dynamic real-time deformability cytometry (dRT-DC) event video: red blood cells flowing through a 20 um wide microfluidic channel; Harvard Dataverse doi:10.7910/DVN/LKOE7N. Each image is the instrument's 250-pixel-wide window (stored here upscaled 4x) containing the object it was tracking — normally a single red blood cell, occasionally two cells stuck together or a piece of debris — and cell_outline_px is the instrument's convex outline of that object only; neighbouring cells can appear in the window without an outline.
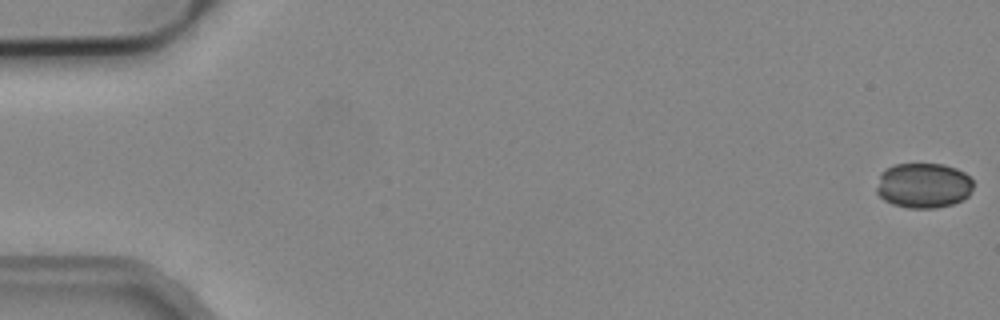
{"species": "common noctule bat (a hibernating species)", "species_latin": "Nyctalus noctula", "temperature_condition": "cold", "stored_images_in_passage": 6, "camera_frame_rate_fps": 3000, "um_per_image_px": 0.085, "animal": {"sex": "male", "body_mass_g": 19.2, "forearm_length_mm": 51.8}, "frame": {"image": 1, "passage_image": 1, "time_ms": 0.0, "image_size_px": [1000, 320], "cell_outline_px": [[972, 188], [968, 196], [964, 200], [952, 204], [936, 208], [908, 208], [892, 204], [884, 200], [876, 192], [876, 188], [880, 172], [884, 168], [896, 164], [944, 164], [956, 168], [964, 172], [972, 180]], "centroid_in_image_um": [78.47, 15.76], "position_along_channel_um": 6.5, "area_um2": 25.72}}
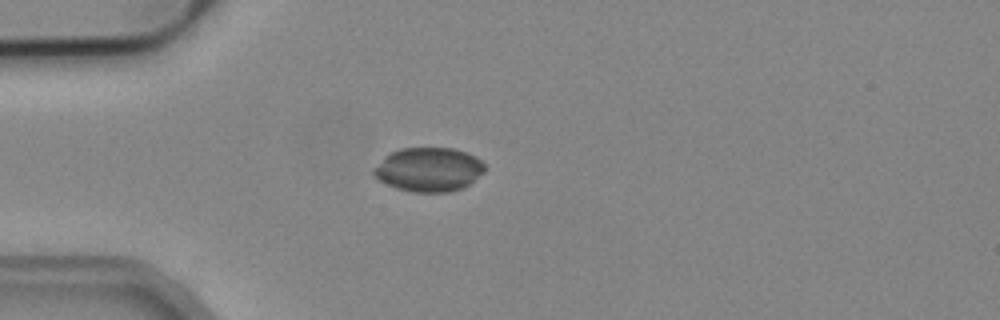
{"frame": {"image": 2, "passage_image": 5, "time_ms": 1.333, "image_size_px": [1000, 320], "cell_outline_px": [[484, 172], [464, 188], [448, 192], [412, 192], [396, 188], [376, 180], [372, 172], [372, 168], [384, 156], [400, 148], [452, 148], [476, 156], [484, 164]], "centroid_in_image_um": [36.4, 14.42], "position_along_channel_um": 48.6, "area_um2": 28.73}}